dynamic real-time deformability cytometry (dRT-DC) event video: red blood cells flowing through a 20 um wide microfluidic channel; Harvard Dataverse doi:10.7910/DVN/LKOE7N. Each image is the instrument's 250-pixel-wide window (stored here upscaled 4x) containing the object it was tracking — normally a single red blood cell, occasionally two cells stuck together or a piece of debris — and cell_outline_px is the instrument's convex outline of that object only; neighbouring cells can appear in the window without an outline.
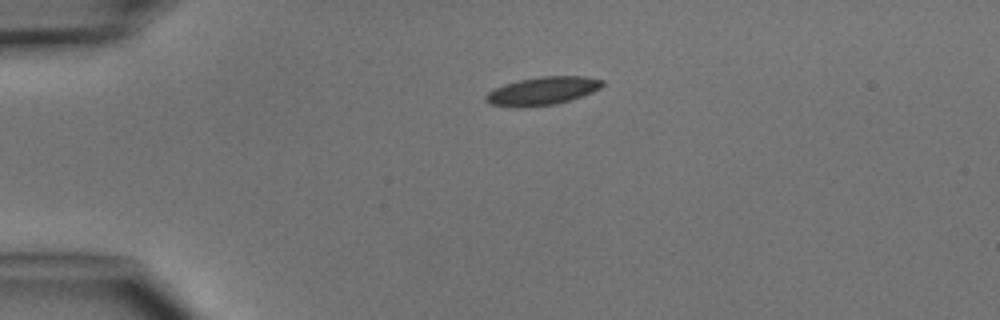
{"species": "common noctule bat (a hibernating species)", "species_latin": "Nyctalus noctula", "temperature_condition": "cold", "stored_images_in_passage": 4, "camera_frame_rate_fps": 3000, "um_per_image_px": 0.085, "animal": {"sex": "male", "body_mass_g": 15.6}, "frame": {"image": 1, "passage_image": 1, "time_ms": 0.0, "image_size_px": [1000, 320], "cell_outline_px": [[604, 84], [600, 88], [592, 92], [556, 104], [520, 108], [488, 104], [484, 100], [484, 96], [492, 88], [504, 84], [520, 80], [540, 76], [584, 76], [604, 80]], "centroid_in_image_um": [46.05, 7.73], "position_along_channel_um": 38.9, "area_um2": 19.25}}
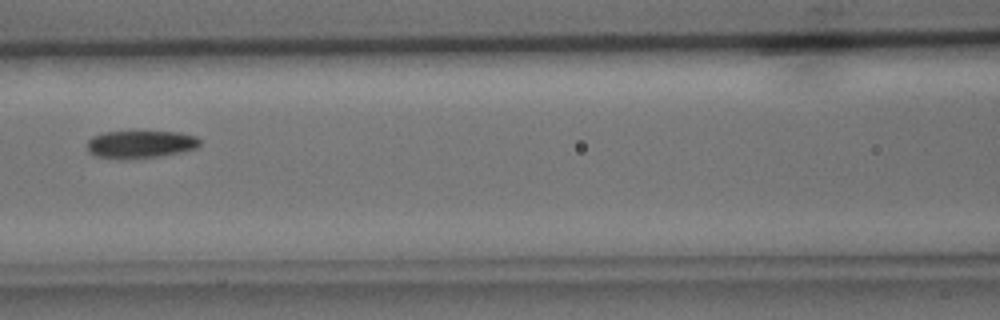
{"frame": {"image": 2, "passage_image": 4, "time_ms": 3.667, "image_size_px": [1000, 320], "cell_outline_px": [[200, 144], [196, 148], [180, 152], [160, 156], [124, 160], [120, 160], [96, 156], [88, 152], [88, 140], [92, 136], [104, 132], [180, 132], [196, 136], [200, 140]], "centroid_in_image_um": [11.92, 12.28], "position_along_channel_um": 154.7, "area_um2": 18.26}}